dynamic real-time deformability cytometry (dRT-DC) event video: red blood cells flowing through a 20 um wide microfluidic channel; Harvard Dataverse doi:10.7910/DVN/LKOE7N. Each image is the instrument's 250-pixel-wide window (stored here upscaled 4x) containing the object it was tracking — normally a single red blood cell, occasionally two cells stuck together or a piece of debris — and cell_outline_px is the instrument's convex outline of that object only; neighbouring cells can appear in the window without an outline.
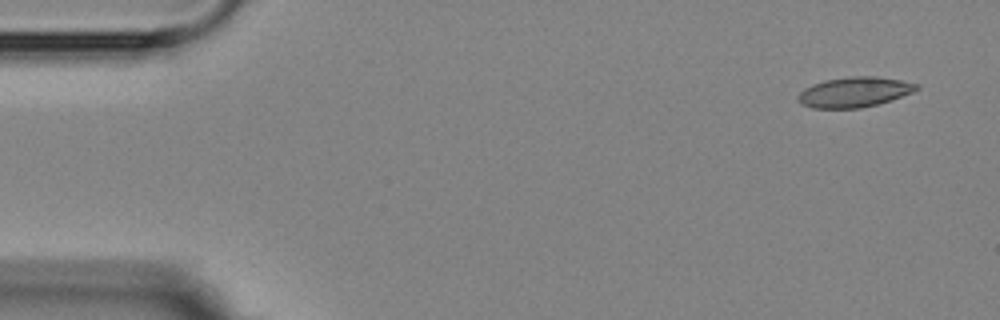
{"species": "Egyptian fruit bat (a non-hibernating species)", "species_latin": "Rousettus aegyptiacus", "temperature_condition": "room temperature", "stored_images_in_passage": 3, "camera_frame_rate_fps": 3000, "um_per_image_px": 0.085, "animal": {"sex": "female"}, "frame": {"image": 1, "passage_image": 1, "time_ms": 0.0, "image_size_px": [1000, 320], "cell_outline_px": [[920, 88], [912, 92], [876, 104], [860, 108], [812, 108], [800, 104], [796, 100], [796, 96], [804, 88], [812, 84], [824, 80], [852, 76], [876, 76], [900, 80], [920, 84]], "centroid_in_image_um": [72.56, 7.82], "position_along_channel_um": 12.4, "area_um2": 20.81}}
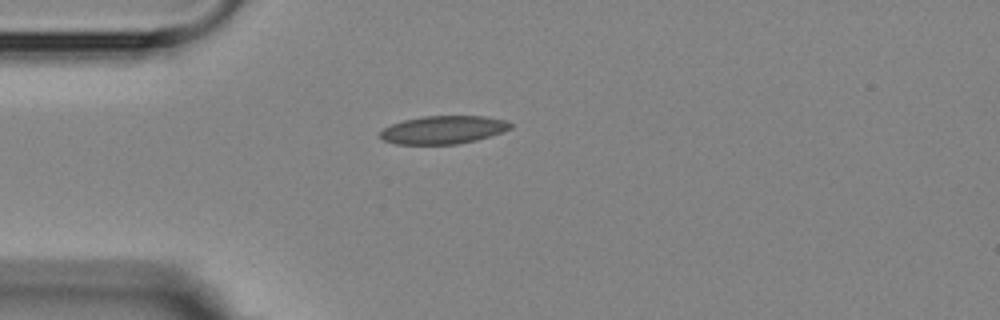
{"frame": {"image": 2, "passage_image": 3, "time_ms": 3.667, "image_size_px": [1000, 320], "cell_outline_px": [[512, 128], [476, 140], [456, 144], [396, 144], [384, 140], [380, 136], [380, 132], [384, 128], [392, 124], [404, 120], [424, 116], [484, 116], [504, 120], [512, 124]], "centroid_in_image_um": [37.66, 11.03], "position_along_channel_um": 47.3, "area_um2": 21.04}}